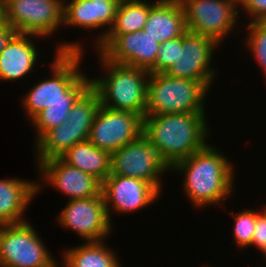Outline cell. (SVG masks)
<instances>
[{"label": "cell", "instance_id": "29", "mask_svg": "<svg viewBox=\"0 0 266 267\" xmlns=\"http://www.w3.org/2000/svg\"><path fill=\"white\" fill-rule=\"evenodd\" d=\"M251 246H255L259 251L266 246V208L264 206L256 216V224L250 247Z\"/></svg>", "mask_w": 266, "mask_h": 267}, {"label": "cell", "instance_id": "4", "mask_svg": "<svg viewBox=\"0 0 266 267\" xmlns=\"http://www.w3.org/2000/svg\"><path fill=\"white\" fill-rule=\"evenodd\" d=\"M99 63L105 69L102 77L91 78L102 106L112 110L131 111L145 117L147 84L150 72L107 60L100 52Z\"/></svg>", "mask_w": 266, "mask_h": 267}, {"label": "cell", "instance_id": "7", "mask_svg": "<svg viewBox=\"0 0 266 267\" xmlns=\"http://www.w3.org/2000/svg\"><path fill=\"white\" fill-rule=\"evenodd\" d=\"M32 223L0 225V267H44L55 258Z\"/></svg>", "mask_w": 266, "mask_h": 267}, {"label": "cell", "instance_id": "28", "mask_svg": "<svg viewBox=\"0 0 266 267\" xmlns=\"http://www.w3.org/2000/svg\"><path fill=\"white\" fill-rule=\"evenodd\" d=\"M238 5L239 11L243 9L247 17L251 16L250 22L266 21V0H238Z\"/></svg>", "mask_w": 266, "mask_h": 267}, {"label": "cell", "instance_id": "11", "mask_svg": "<svg viewBox=\"0 0 266 267\" xmlns=\"http://www.w3.org/2000/svg\"><path fill=\"white\" fill-rule=\"evenodd\" d=\"M143 133V118L131 111L112 110L100 105L88 140L98 149L112 154Z\"/></svg>", "mask_w": 266, "mask_h": 267}, {"label": "cell", "instance_id": "30", "mask_svg": "<svg viewBox=\"0 0 266 267\" xmlns=\"http://www.w3.org/2000/svg\"><path fill=\"white\" fill-rule=\"evenodd\" d=\"M17 32L9 25L0 27V53Z\"/></svg>", "mask_w": 266, "mask_h": 267}, {"label": "cell", "instance_id": "9", "mask_svg": "<svg viewBox=\"0 0 266 267\" xmlns=\"http://www.w3.org/2000/svg\"><path fill=\"white\" fill-rule=\"evenodd\" d=\"M5 3L7 23L18 34L44 39L63 25V0H5Z\"/></svg>", "mask_w": 266, "mask_h": 267}, {"label": "cell", "instance_id": "22", "mask_svg": "<svg viewBox=\"0 0 266 267\" xmlns=\"http://www.w3.org/2000/svg\"><path fill=\"white\" fill-rule=\"evenodd\" d=\"M102 241H88L83 245L64 249V267H122L115 251Z\"/></svg>", "mask_w": 266, "mask_h": 267}, {"label": "cell", "instance_id": "17", "mask_svg": "<svg viewBox=\"0 0 266 267\" xmlns=\"http://www.w3.org/2000/svg\"><path fill=\"white\" fill-rule=\"evenodd\" d=\"M32 37L43 38L33 34L17 33L4 47L0 53V80L18 81L32 71L39 54L36 41Z\"/></svg>", "mask_w": 266, "mask_h": 267}, {"label": "cell", "instance_id": "25", "mask_svg": "<svg viewBox=\"0 0 266 267\" xmlns=\"http://www.w3.org/2000/svg\"><path fill=\"white\" fill-rule=\"evenodd\" d=\"M245 46L252 53L257 64L262 68L266 79V21L249 22Z\"/></svg>", "mask_w": 266, "mask_h": 267}, {"label": "cell", "instance_id": "31", "mask_svg": "<svg viewBox=\"0 0 266 267\" xmlns=\"http://www.w3.org/2000/svg\"><path fill=\"white\" fill-rule=\"evenodd\" d=\"M7 24L6 3L5 0H0V27Z\"/></svg>", "mask_w": 266, "mask_h": 267}, {"label": "cell", "instance_id": "34", "mask_svg": "<svg viewBox=\"0 0 266 267\" xmlns=\"http://www.w3.org/2000/svg\"><path fill=\"white\" fill-rule=\"evenodd\" d=\"M119 2H132V1H144V0H118Z\"/></svg>", "mask_w": 266, "mask_h": 267}, {"label": "cell", "instance_id": "12", "mask_svg": "<svg viewBox=\"0 0 266 267\" xmlns=\"http://www.w3.org/2000/svg\"><path fill=\"white\" fill-rule=\"evenodd\" d=\"M56 221L88 241H102L112 233L102 193L96 197L68 200Z\"/></svg>", "mask_w": 266, "mask_h": 267}, {"label": "cell", "instance_id": "16", "mask_svg": "<svg viewBox=\"0 0 266 267\" xmlns=\"http://www.w3.org/2000/svg\"><path fill=\"white\" fill-rule=\"evenodd\" d=\"M118 5V0H63V26L86 30L107 26L94 41L97 48L113 26Z\"/></svg>", "mask_w": 266, "mask_h": 267}, {"label": "cell", "instance_id": "26", "mask_svg": "<svg viewBox=\"0 0 266 267\" xmlns=\"http://www.w3.org/2000/svg\"><path fill=\"white\" fill-rule=\"evenodd\" d=\"M234 218L233 237L235 244L241 248H250L252 237L256 224V216L259 213L258 209H244L234 214L230 212Z\"/></svg>", "mask_w": 266, "mask_h": 267}, {"label": "cell", "instance_id": "15", "mask_svg": "<svg viewBox=\"0 0 266 267\" xmlns=\"http://www.w3.org/2000/svg\"><path fill=\"white\" fill-rule=\"evenodd\" d=\"M101 193L110 222L112 212L115 211L114 213L119 215L134 213L149 207L160 196V193L144 180L115 174H109L102 182Z\"/></svg>", "mask_w": 266, "mask_h": 267}, {"label": "cell", "instance_id": "2", "mask_svg": "<svg viewBox=\"0 0 266 267\" xmlns=\"http://www.w3.org/2000/svg\"><path fill=\"white\" fill-rule=\"evenodd\" d=\"M209 145L172 166V170L184 173L183 189L190 203L196 208L222 205L234 191V168L231 161ZM234 186V187H233Z\"/></svg>", "mask_w": 266, "mask_h": 267}, {"label": "cell", "instance_id": "3", "mask_svg": "<svg viewBox=\"0 0 266 267\" xmlns=\"http://www.w3.org/2000/svg\"><path fill=\"white\" fill-rule=\"evenodd\" d=\"M205 114L147 115L143 118V134L173 166L207 145L211 134Z\"/></svg>", "mask_w": 266, "mask_h": 267}, {"label": "cell", "instance_id": "21", "mask_svg": "<svg viewBox=\"0 0 266 267\" xmlns=\"http://www.w3.org/2000/svg\"><path fill=\"white\" fill-rule=\"evenodd\" d=\"M90 131L68 126L67 122L48 130L36 143L37 162L61 157L75 144L88 140Z\"/></svg>", "mask_w": 266, "mask_h": 267}, {"label": "cell", "instance_id": "32", "mask_svg": "<svg viewBox=\"0 0 266 267\" xmlns=\"http://www.w3.org/2000/svg\"><path fill=\"white\" fill-rule=\"evenodd\" d=\"M59 264H57L56 258L48 265L44 267H57Z\"/></svg>", "mask_w": 266, "mask_h": 267}, {"label": "cell", "instance_id": "1", "mask_svg": "<svg viewBox=\"0 0 266 267\" xmlns=\"http://www.w3.org/2000/svg\"><path fill=\"white\" fill-rule=\"evenodd\" d=\"M80 42H63L56 49L52 77L39 80L23 95L22 105L36 131L35 143L50 129L68 118L76 101L91 87V78L79 68L84 47Z\"/></svg>", "mask_w": 266, "mask_h": 267}, {"label": "cell", "instance_id": "18", "mask_svg": "<svg viewBox=\"0 0 266 267\" xmlns=\"http://www.w3.org/2000/svg\"><path fill=\"white\" fill-rule=\"evenodd\" d=\"M144 30L159 44L181 37L187 29L180 0H157L149 10Z\"/></svg>", "mask_w": 266, "mask_h": 267}, {"label": "cell", "instance_id": "14", "mask_svg": "<svg viewBox=\"0 0 266 267\" xmlns=\"http://www.w3.org/2000/svg\"><path fill=\"white\" fill-rule=\"evenodd\" d=\"M36 164L42 180L37 182V194L43 186L42 183L50 184L62 194H67L69 200L91 198L101 194L102 182L100 180L65 163L60 157L37 162Z\"/></svg>", "mask_w": 266, "mask_h": 267}, {"label": "cell", "instance_id": "27", "mask_svg": "<svg viewBox=\"0 0 266 267\" xmlns=\"http://www.w3.org/2000/svg\"><path fill=\"white\" fill-rule=\"evenodd\" d=\"M179 55V37L160 44L154 64V73H164L174 64Z\"/></svg>", "mask_w": 266, "mask_h": 267}, {"label": "cell", "instance_id": "10", "mask_svg": "<svg viewBox=\"0 0 266 267\" xmlns=\"http://www.w3.org/2000/svg\"><path fill=\"white\" fill-rule=\"evenodd\" d=\"M220 46L213 38L186 31L179 37V55L165 72L172 77L202 81L209 88L217 77L212 55ZM218 47V48H216Z\"/></svg>", "mask_w": 266, "mask_h": 267}, {"label": "cell", "instance_id": "19", "mask_svg": "<svg viewBox=\"0 0 266 267\" xmlns=\"http://www.w3.org/2000/svg\"><path fill=\"white\" fill-rule=\"evenodd\" d=\"M36 195L35 181L0 178V225L27 221L23 214Z\"/></svg>", "mask_w": 266, "mask_h": 267}, {"label": "cell", "instance_id": "23", "mask_svg": "<svg viewBox=\"0 0 266 267\" xmlns=\"http://www.w3.org/2000/svg\"><path fill=\"white\" fill-rule=\"evenodd\" d=\"M157 2H119L115 20L107 35H124L144 30L149 10Z\"/></svg>", "mask_w": 266, "mask_h": 267}, {"label": "cell", "instance_id": "24", "mask_svg": "<svg viewBox=\"0 0 266 267\" xmlns=\"http://www.w3.org/2000/svg\"><path fill=\"white\" fill-rule=\"evenodd\" d=\"M100 105L98 93L90 87L69 111L66 120L68 126L74 129H81V131H90L95 114Z\"/></svg>", "mask_w": 266, "mask_h": 267}, {"label": "cell", "instance_id": "8", "mask_svg": "<svg viewBox=\"0 0 266 267\" xmlns=\"http://www.w3.org/2000/svg\"><path fill=\"white\" fill-rule=\"evenodd\" d=\"M180 2L185 13L186 29L213 38L219 44L235 30L236 22H239L238 0H180Z\"/></svg>", "mask_w": 266, "mask_h": 267}, {"label": "cell", "instance_id": "6", "mask_svg": "<svg viewBox=\"0 0 266 267\" xmlns=\"http://www.w3.org/2000/svg\"><path fill=\"white\" fill-rule=\"evenodd\" d=\"M170 170L172 165L143 133L111 154L110 174L144 180L161 194L162 176Z\"/></svg>", "mask_w": 266, "mask_h": 267}, {"label": "cell", "instance_id": "33", "mask_svg": "<svg viewBox=\"0 0 266 267\" xmlns=\"http://www.w3.org/2000/svg\"><path fill=\"white\" fill-rule=\"evenodd\" d=\"M260 253H263V255L265 256V262H266V246L261 250Z\"/></svg>", "mask_w": 266, "mask_h": 267}, {"label": "cell", "instance_id": "5", "mask_svg": "<svg viewBox=\"0 0 266 267\" xmlns=\"http://www.w3.org/2000/svg\"><path fill=\"white\" fill-rule=\"evenodd\" d=\"M209 87L202 81L150 73L145 116L174 113H205Z\"/></svg>", "mask_w": 266, "mask_h": 267}, {"label": "cell", "instance_id": "20", "mask_svg": "<svg viewBox=\"0 0 266 267\" xmlns=\"http://www.w3.org/2000/svg\"><path fill=\"white\" fill-rule=\"evenodd\" d=\"M65 163L95 176L103 182L111 173V154L89 140L75 144L61 157Z\"/></svg>", "mask_w": 266, "mask_h": 267}, {"label": "cell", "instance_id": "13", "mask_svg": "<svg viewBox=\"0 0 266 267\" xmlns=\"http://www.w3.org/2000/svg\"><path fill=\"white\" fill-rule=\"evenodd\" d=\"M160 44L145 30L124 35H107L96 48L107 60L154 73Z\"/></svg>", "mask_w": 266, "mask_h": 267}]
</instances>
